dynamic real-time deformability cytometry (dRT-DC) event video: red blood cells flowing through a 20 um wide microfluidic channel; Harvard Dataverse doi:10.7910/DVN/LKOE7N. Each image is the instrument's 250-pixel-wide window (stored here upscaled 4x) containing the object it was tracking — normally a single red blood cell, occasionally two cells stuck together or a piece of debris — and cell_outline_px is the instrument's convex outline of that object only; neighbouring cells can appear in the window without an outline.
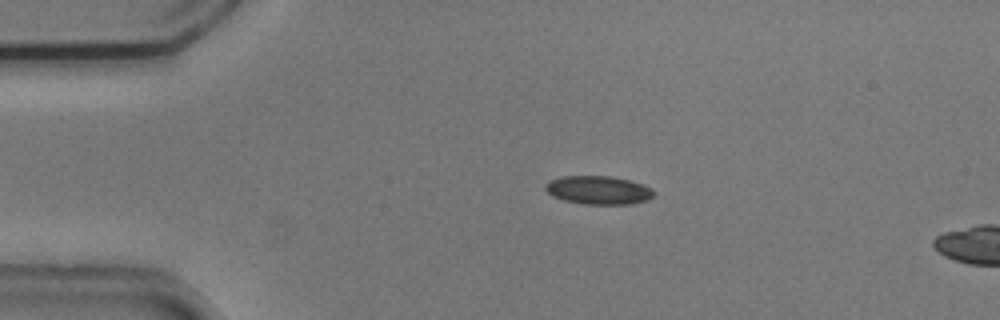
{"species": "common noctule bat (a hibernating species)", "species_latin": "Nyctalus noctula", "temperature_condition": "cold", "stored_images_in_passage": 5, "camera_frame_rate_fps": 3000, "um_per_image_px": 0.085, "animal": {"sex": "male", "body_mass_g": 20.5, "forearm_length_mm": 52.5}, "frame": {"image": 1, "passage_image": 1, "time_ms": 0.0, "image_size_px": [1000, 320], "cell_outline_px": [[652, 196], [644, 200], [628, 204], [584, 204], [564, 200], [552, 196], [544, 188], [544, 184], [548, 180], [560, 176], [608, 176], [628, 180], [640, 184], [648, 188], [652, 192]], "centroid_in_image_um": [50.74, 16.15], "position_along_channel_um": 34.3, "area_um2": 17.63}}